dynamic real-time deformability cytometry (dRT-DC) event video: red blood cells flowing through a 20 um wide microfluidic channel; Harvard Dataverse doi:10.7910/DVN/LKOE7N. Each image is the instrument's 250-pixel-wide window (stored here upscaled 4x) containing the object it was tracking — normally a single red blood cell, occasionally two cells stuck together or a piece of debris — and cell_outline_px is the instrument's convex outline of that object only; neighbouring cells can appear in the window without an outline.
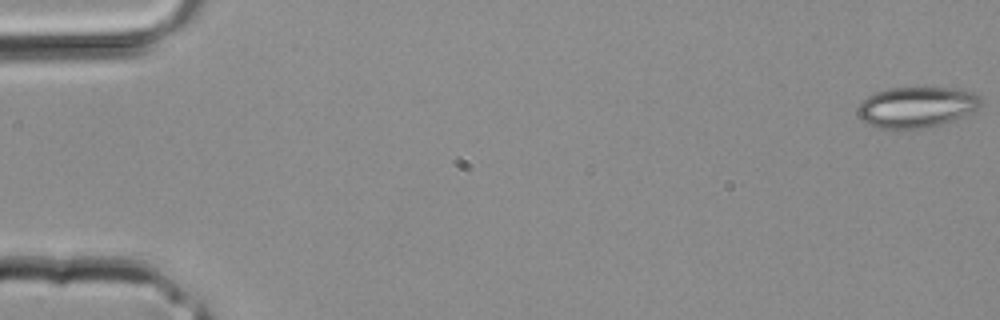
{"species": "common noctule bat (a hibernating species)", "species_latin": "Nyctalus noctula", "temperature_condition": "room temperature", "stored_images_in_passage": 4, "camera_frame_rate_fps": 3000, "um_per_image_px": 0.085, "animal": {"sex": "male", "body_mass_g": 20.4}, "frame": {"image": 1, "passage_image": 1, "time_ms": 0.0, "image_size_px": [1000, 320], "cell_outline_px": [[984, 100], [980, 108], [972, 112], [952, 120], [940, 124], [924, 128], [880, 128], [868, 124], [856, 112], [860, 104], [868, 96], [876, 92], [888, 88], [956, 88], [972, 92], [980, 96]], "centroid_in_image_um": [77.96, 9.09], "position_along_channel_um": 7.0, "area_um2": 29.07}}